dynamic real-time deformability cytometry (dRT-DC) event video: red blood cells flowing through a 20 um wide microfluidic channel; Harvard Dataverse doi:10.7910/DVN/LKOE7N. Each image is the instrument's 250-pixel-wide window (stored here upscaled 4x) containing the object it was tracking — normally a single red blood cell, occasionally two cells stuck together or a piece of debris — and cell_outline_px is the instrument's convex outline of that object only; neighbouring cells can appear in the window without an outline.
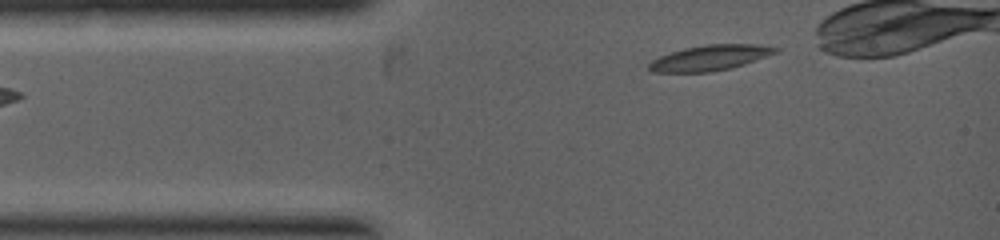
{"species": "common noctule bat (a hibernating species)", "species_latin": "Nyctalus noctula", "temperature_condition": "warm", "stored_images_in_passage": 18, "camera_frame_rate_fps": 5000, "um_per_image_px": 0.085, "animal": {"sex": "female", "body_mass_g": 19.0, "forearm_length_mm": 53.3}, "frame": {"image": 1, "passage_image": 1, "time_ms": 0.0, "image_size_px": [1000, 240], "cell_outline_px": [[780, 52], [744, 64], [728, 68], [708, 72], [652, 72], [648, 68], [648, 64], [652, 60], [660, 56], [684, 48], [708, 44], [752, 44], [780, 48]], "centroid_in_image_um": [60.36, 4.91], "position_along_channel_um": 24.6, "area_um2": 18.55}}
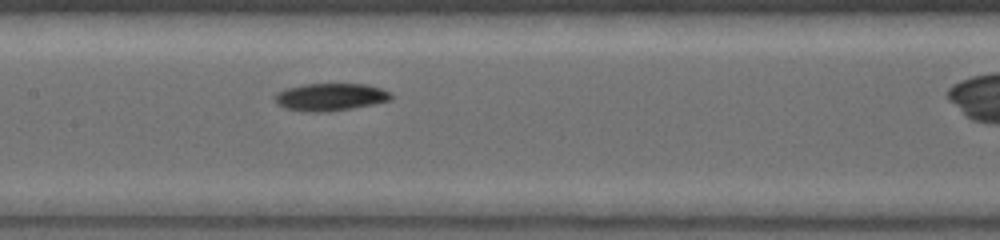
{"frame": {"image": 2, "passage_image": 9, "time_ms": 2.6, "image_size_px": [1000, 240], "cell_outline_px": [[392, 100], [352, 108], [328, 112], [304, 112], [284, 108], [276, 104], [272, 96], [276, 92], [284, 88], [304, 84], [368, 84], [392, 92]], "centroid_in_image_um": [28.03, 8.25], "position_along_channel_um": 179.4, "area_um2": 19.02}}
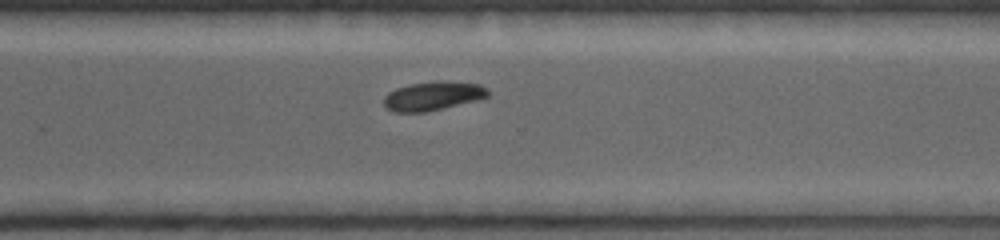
{"frame": {"image": 3, "passage_image": 17, "time_ms": 4.8, "image_size_px": [1000, 240], "cell_outline_px": [[488, 96], [476, 100], [424, 112], [392, 112], [384, 104], [384, 96], [388, 92], [396, 88], [408, 84], [436, 80], [448, 80], [480, 84], [488, 88]], "centroid_in_image_um": [36.79, 8.13], "position_along_channel_um": 333.8, "area_um2": 17.63}}